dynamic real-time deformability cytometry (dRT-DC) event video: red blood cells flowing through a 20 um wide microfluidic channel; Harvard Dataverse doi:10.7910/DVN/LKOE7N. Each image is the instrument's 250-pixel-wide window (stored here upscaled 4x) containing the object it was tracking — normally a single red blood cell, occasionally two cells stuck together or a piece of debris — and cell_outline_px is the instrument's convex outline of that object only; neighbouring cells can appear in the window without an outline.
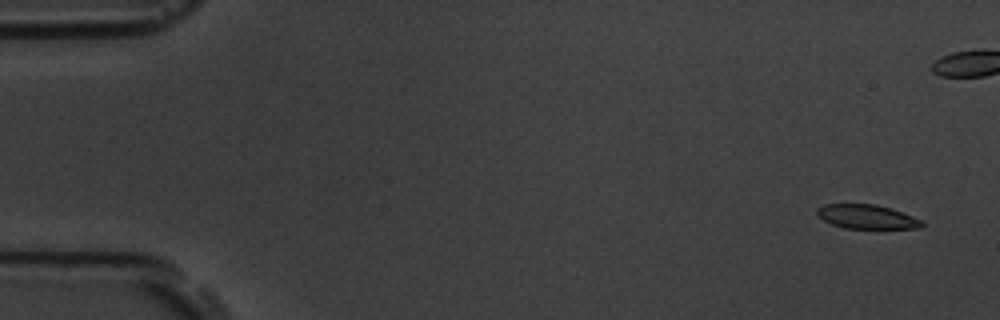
{"species": "common noctule bat (a hibernating species)", "species_latin": "Nyctalus noctula", "temperature_condition": "room temperature", "stored_images_in_passage": 6, "camera_frame_rate_fps": 3000, "um_per_image_px": 0.085, "animal": {"sex": "male", "body_mass_g": 19.5, "forearm_length_mm": 54.6}, "frame": {"image": 1, "passage_image": 1, "time_ms": 0.0, "image_size_px": [1000, 320], "cell_outline_px": [[924, 224], [920, 228], [844, 228], [832, 224], [824, 220], [816, 212], [816, 208], [824, 204], [876, 204], [892, 208], [912, 216], [920, 220]], "centroid_in_image_um": [73.67, 18.41], "position_along_channel_um": 11.3, "area_um2": 14.62}}
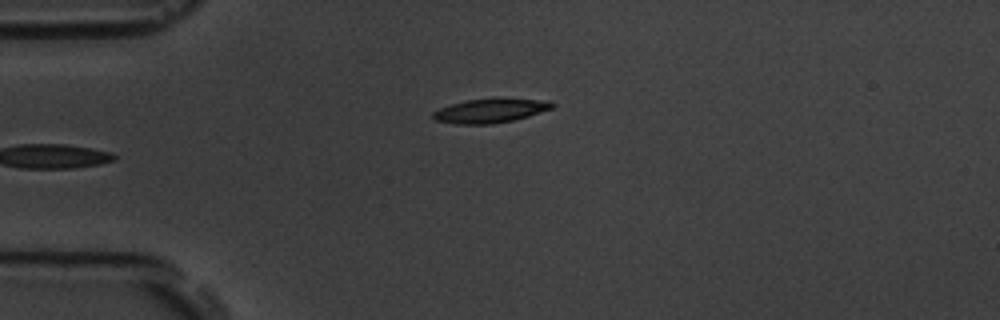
{"frame": {"image": 2, "passage_image": 6, "time_ms": 5.667, "image_size_px": [1000, 320], "cell_outline_px": [[556, 104], [552, 108], [528, 116], [512, 120], [492, 124], [456, 124], [436, 120], [432, 116], [432, 112], [440, 108], [452, 104], [468, 100], [548, 100]], "centroid_in_image_um": [41.64, 9.44], "position_along_channel_um": 43.4, "area_um2": 16.01}}